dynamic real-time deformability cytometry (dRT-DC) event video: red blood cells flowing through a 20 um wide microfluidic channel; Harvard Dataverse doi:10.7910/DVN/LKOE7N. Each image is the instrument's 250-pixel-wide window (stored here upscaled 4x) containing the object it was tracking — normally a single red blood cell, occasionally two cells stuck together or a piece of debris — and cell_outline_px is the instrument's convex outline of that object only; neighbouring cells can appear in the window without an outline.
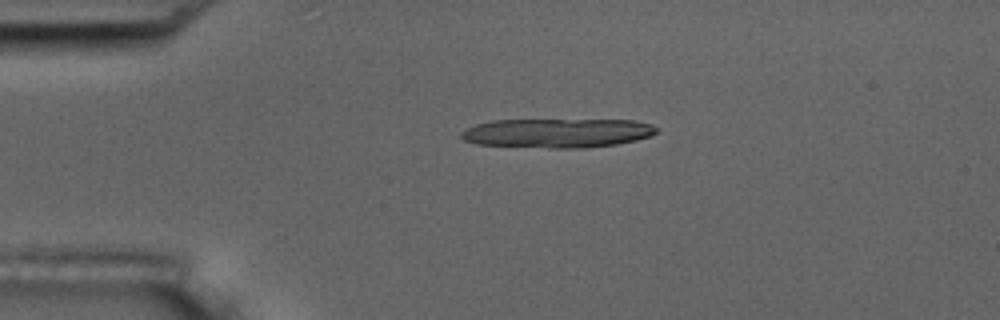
{"species": "common noctule bat (a hibernating species)", "species_latin": "Nyctalus noctula", "temperature_condition": "room temperature", "stored_images_in_passage": 2, "camera_frame_rate_fps": 3000, "um_per_image_px": 0.085, "animal": {"sex": "male", "body_mass_g": 17.5, "forearm_length_mm": 52.3}, "frame": {"image": 1, "passage_image": 1, "time_ms": 0.0, "image_size_px": [1000, 320], "cell_outline_px": [[656, 132], [648, 136], [636, 140], [616, 144], [584, 148], [548, 148], [476, 144], [464, 140], [460, 136], [460, 132], [476, 124], [492, 120], [632, 120], [652, 124], [656, 128]], "centroid_in_image_um": [47.34, 11.31], "position_along_channel_um": 37.7, "area_um2": 33.18}}